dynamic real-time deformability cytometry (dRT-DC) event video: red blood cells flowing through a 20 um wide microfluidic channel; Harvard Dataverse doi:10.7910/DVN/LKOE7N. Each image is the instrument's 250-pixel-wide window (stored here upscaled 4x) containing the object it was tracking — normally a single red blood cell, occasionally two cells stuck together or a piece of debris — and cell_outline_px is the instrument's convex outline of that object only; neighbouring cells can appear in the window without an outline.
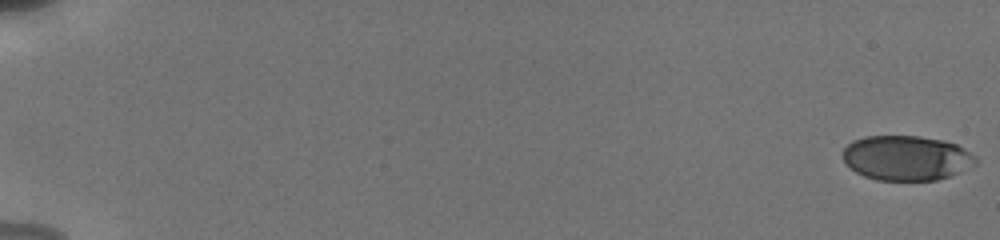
{"species": "human", "species_latin": "Homo sapiens", "temperature_condition": "cold", "stored_images_in_passage": 29, "camera_frame_rate_fps": 3000, "um_per_image_px": 0.085, "donor": {"sex": "male"}, "frame": {"image": 1, "passage_image": 1, "time_ms": 0.0, "image_size_px": [1000, 240], "cell_outline_px": [[976, 164], [948, 176], [936, 180], [876, 180], [864, 176], [856, 172], [844, 160], [844, 148], [852, 140], [864, 136], [920, 136], [944, 140], [956, 144], [964, 148], [976, 156]], "centroid_in_image_um": [77.05, 13.41], "position_along_channel_um": 8.0, "area_um2": 34.56}}
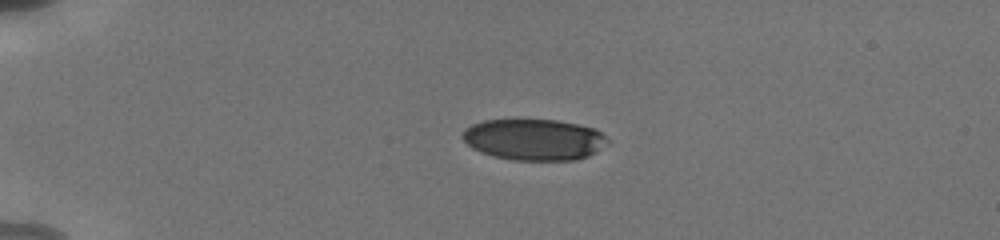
{"frame": {"image": 2, "passage_image": 19, "time_ms": 4.667, "image_size_px": [1000, 240], "cell_outline_px": [[608, 144], [596, 152], [588, 156], [576, 160], [512, 160], [480, 152], [472, 148], [464, 140], [464, 128], [472, 124], [484, 120], [556, 120], [596, 128], [608, 140]], "centroid_in_image_um": [45.42, 11.86], "position_along_channel_um": 39.6, "area_um2": 34.74}}